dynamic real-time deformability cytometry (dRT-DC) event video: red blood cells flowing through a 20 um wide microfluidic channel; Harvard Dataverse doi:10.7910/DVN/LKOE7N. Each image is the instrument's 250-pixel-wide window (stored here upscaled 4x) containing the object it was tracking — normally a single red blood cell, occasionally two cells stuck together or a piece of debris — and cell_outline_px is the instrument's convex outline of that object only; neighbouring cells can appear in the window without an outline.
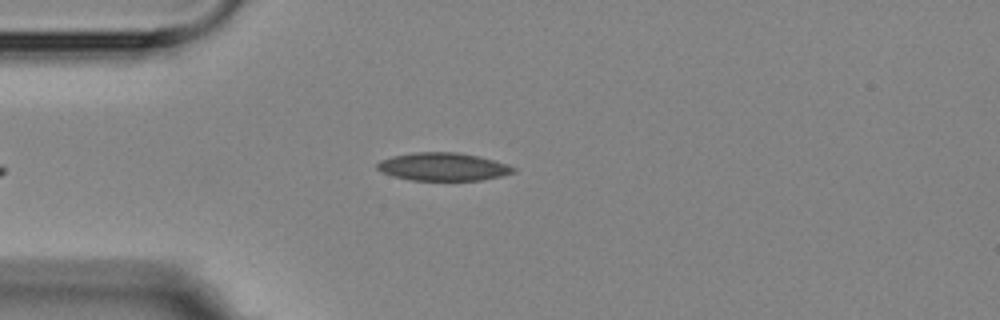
{"species": "Egyptian fruit bat (a non-hibernating species)", "species_latin": "Rousettus aegyptiacus", "temperature_condition": "room temperature", "stored_images_in_passage": 6, "camera_frame_rate_fps": 3000, "um_per_image_px": 0.085, "animal": {"sex": "female"}, "frame": {"image": 1, "passage_image": 6, "time_ms": 5.667, "image_size_px": [1000, 320], "cell_outline_px": [[516, 172], [500, 176], [480, 180], [412, 180], [396, 176], [384, 172], [376, 168], [376, 164], [380, 160], [392, 156], [416, 152], [456, 152], [476, 156], [492, 160], [516, 168]], "centroid_in_image_um": [37.64, 14.17], "position_along_channel_um": 47.4, "area_um2": 21.79}}